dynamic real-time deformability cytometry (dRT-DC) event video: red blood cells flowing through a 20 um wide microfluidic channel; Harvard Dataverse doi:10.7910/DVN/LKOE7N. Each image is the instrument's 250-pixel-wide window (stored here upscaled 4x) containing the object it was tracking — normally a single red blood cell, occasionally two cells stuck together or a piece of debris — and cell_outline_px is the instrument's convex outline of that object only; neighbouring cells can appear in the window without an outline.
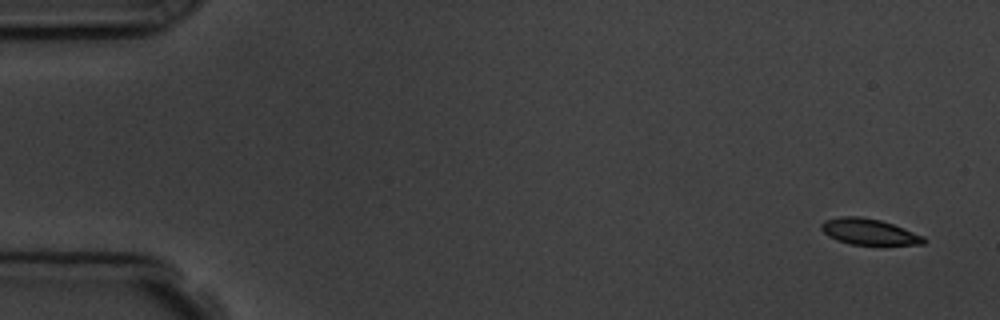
{"species": "common noctule bat (a hibernating species)", "species_latin": "Nyctalus noctula", "temperature_condition": "room temperature", "stored_images_in_passage": 5, "camera_frame_rate_fps": 3000, "um_per_image_px": 0.085, "animal": {"sex": "male", "body_mass_g": 19.5, "forearm_length_mm": 54.6}, "frame": {"image": 1, "passage_image": 1, "time_ms": 0.0, "image_size_px": [1000, 320], "cell_outline_px": [[928, 240], [924, 244], [884, 248], [852, 244], [836, 240], [828, 236], [820, 228], [820, 224], [824, 220], [840, 216], [860, 216], [880, 220], [904, 228], [924, 236]], "centroid_in_image_um": [73.94, 19.76], "position_along_channel_um": 11.1, "area_um2": 16.53}}
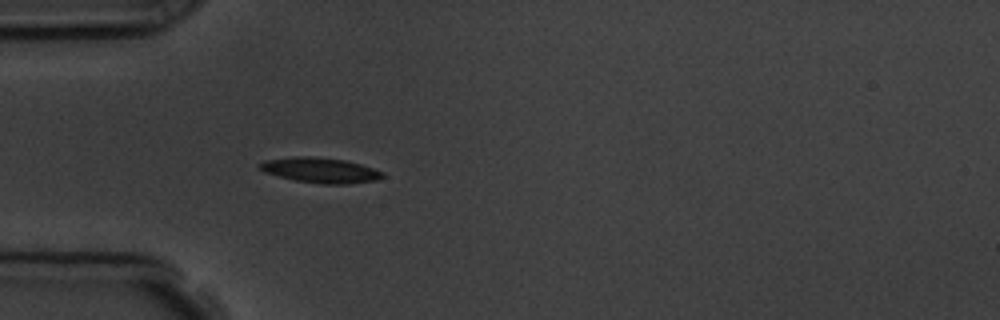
{"frame": {"image": 2, "passage_image": 5, "time_ms": 4.667, "image_size_px": [1000, 320], "cell_outline_px": [[384, 176], [376, 180], [348, 184], [324, 184], [296, 180], [264, 172], [260, 168], [260, 164], [264, 160], [292, 156], [312, 156], [344, 160], [360, 164], [384, 172]], "centroid_in_image_um": [27.24, 14.46], "position_along_channel_um": 57.8, "area_um2": 17.86}}